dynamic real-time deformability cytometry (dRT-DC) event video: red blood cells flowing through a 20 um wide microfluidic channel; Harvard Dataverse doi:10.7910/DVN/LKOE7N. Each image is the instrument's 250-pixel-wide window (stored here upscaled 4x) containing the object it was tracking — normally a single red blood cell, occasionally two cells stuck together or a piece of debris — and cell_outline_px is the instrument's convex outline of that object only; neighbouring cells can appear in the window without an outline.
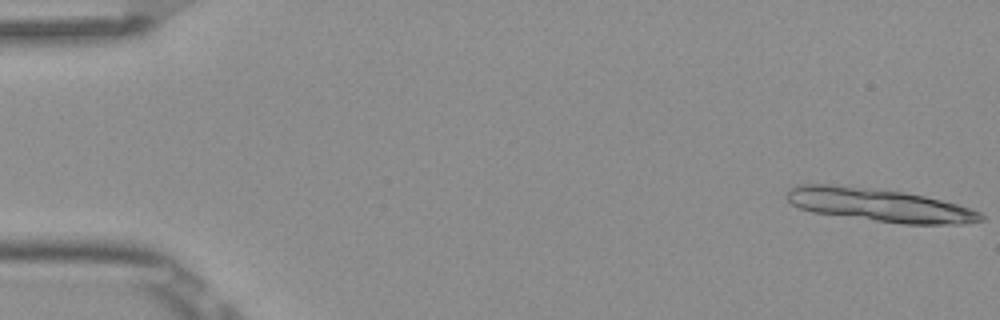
{"species": "Egyptian fruit bat (a non-hibernating species)", "species_latin": "Rousettus aegyptiacus", "temperature_condition": "room temperature", "stored_images_in_passage": 7, "camera_frame_rate_fps": 3000, "um_per_image_px": 0.085, "frame": {"image": 1, "passage_image": 1, "time_ms": 0.0, "image_size_px": [1000, 320], "cell_outline_px": [[984, 220], [960, 224], [904, 224], [812, 212], [800, 208], [792, 204], [788, 200], [788, 192], [796, 184], [828, 184], [868, 188], [904, 192], [924, 196], [972, 208], [980, 212], [984, 216]], "centroid_in_image_um": [74.78, 17.43], "position_along_channel_um": 10.2, "area_um2": 36.99}}
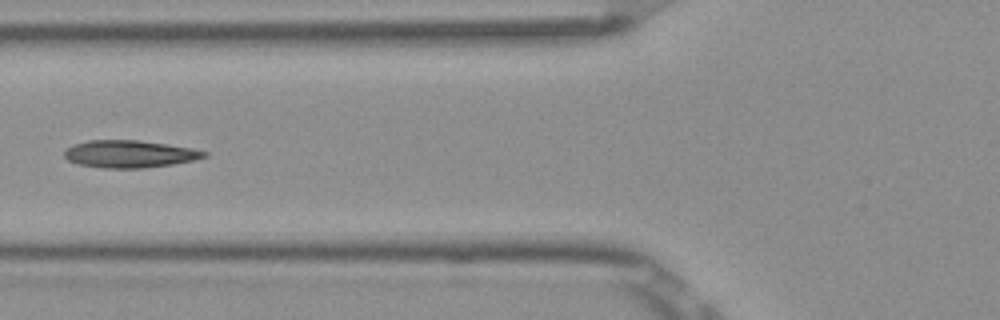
{"frame": {"image": 2, "passage_image": 6, "time_ms": 1.667, "image_size_px": [1000, 320], "cell_outline_px": [[208, 156], [192, 160], [172, 164], [144, 168], [104, 168], [76, 164], [68, 160], [64, 156], [64, 148], [72, 144], [88, 140], [140, 140], [168, 144], [192, 148], [208, 152]], "centroid_in_image_um": [10.97, 13.08], "position_along_channel_um": 114.8, "area_um2": 22.48}}
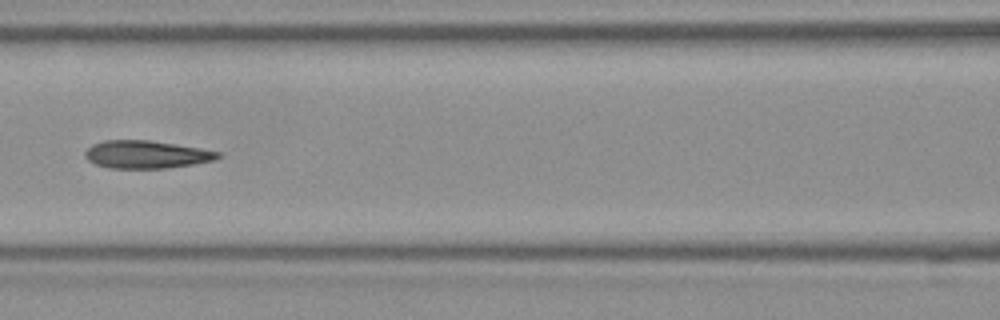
{"frame": {"image": 3, "passage_image": 7, "time_ms": 2.0, "image_size_px": [1000, 320], "cell_outline_px": [[220, 156], [216, 160], [168, 168], [108, 168], [96, 164], [88, 160], [84, 156], [84, 152], [92, 144], [104, 140], [148, 140], [176, 144], [200, 148], [220, 152]], "centroid_in_image_um": [12.42, 13.13], "position_along_channel_um": 154.2, "area_um2": 21.5}}